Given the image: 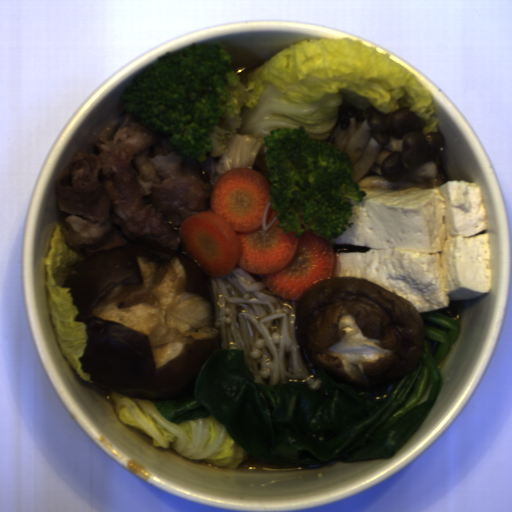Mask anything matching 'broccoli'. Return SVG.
Here are the masks:
<instances>
[{"mask_svg":"<svg viewBox=\"0 0 512 512\" xmlns=\"http://www.w3.org/2000/svg\"><path fill=\"white\" fill-rule=\"evenodd\" d=\"M249 96L229 52L217 45L194 44L157 58L132 79L121 104L142 127L171 134L174 155L202 163L206 153L217 157L228 152L241 126L240 108Z\"/></svg>","mask_w":512,"mask_h":512,"instance_id":"obj_1","label":"broccoli"},{"mask_svg":"<svg viewBox=\"0 0 512 512\" xmlns=\"http://www.w3.org/2000/svg\"><path fill=\"white\" fill-rule=\"evenodd\" d=\"M262 140L278 227L297 237L308 230L327 240L342 236L353 224V200L365 196L353 179L351 156L311 139L301 125L271 129Z\"/></svg>","mask_w":512,"mask_h":512,"instance_id":"obj_2","label":"broccoli"}]
</instances>
